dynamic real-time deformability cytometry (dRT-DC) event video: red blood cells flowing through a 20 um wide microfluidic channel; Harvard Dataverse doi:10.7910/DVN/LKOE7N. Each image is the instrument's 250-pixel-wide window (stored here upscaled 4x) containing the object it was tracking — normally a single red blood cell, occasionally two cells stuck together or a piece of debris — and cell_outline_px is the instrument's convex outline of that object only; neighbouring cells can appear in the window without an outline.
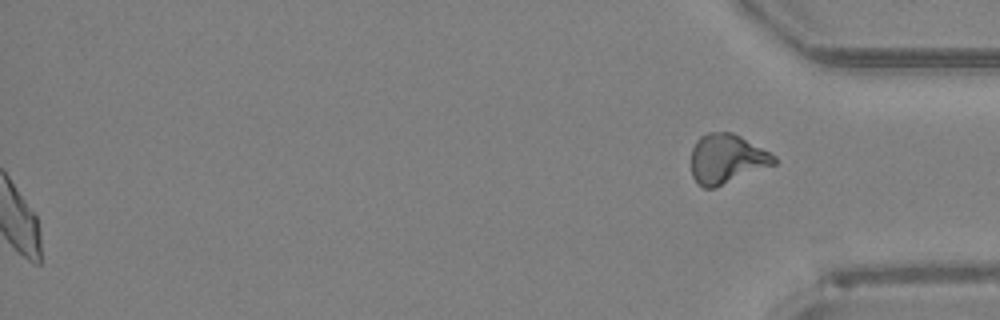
{"species": "Egyptian fruit bat (a non-hibernating species)", "species_latin": "Rousettus aegyptiacus", "temperature_condition": "room temperature", "stored_images_in_passage": 49, "segment_of_instrument_passage": [2, 2], "camera_frame_rate_fps": 3000, "um_per_image_px": 0.085, "animal": {"sex": "female"}, "frame": {"image": 1, "passage_image": 49, "time_ms": 16.0, "image_size_px": [1000, 320], "cell_outline_px": [[776, 164], [712, 188], [704, 188], [696, 184], [692, 176], [692, 148], [696, 140], [700, 136], [708, 132], [732, 132], [740, 136], [776, 156]], "centroid_in_image_um": [61.74, 13.49], "position_along_channel_um": 373.5, "area_um2": 23.7}}